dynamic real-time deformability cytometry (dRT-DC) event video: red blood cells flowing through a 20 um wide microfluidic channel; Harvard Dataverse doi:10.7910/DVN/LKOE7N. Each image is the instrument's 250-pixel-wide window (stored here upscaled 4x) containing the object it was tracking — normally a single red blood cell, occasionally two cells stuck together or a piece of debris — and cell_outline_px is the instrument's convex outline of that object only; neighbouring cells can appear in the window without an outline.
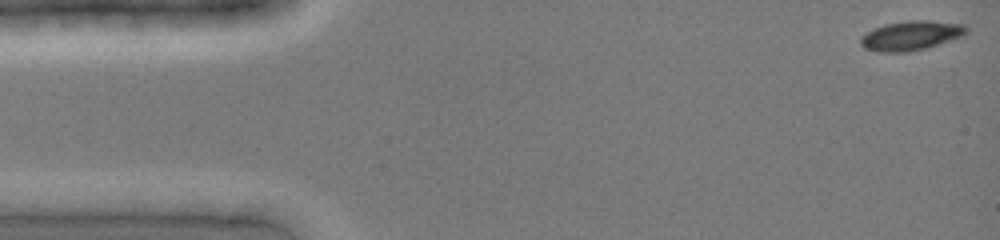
{"species": "common noctule bat (a hibernating species)", "species_latin": "Nyctalus noctula", "temperature_condition": "cold", "stored_images_in_passage": 23, "camera_frame_rate_fps": 3000, "um_per_image_px": 0.085, "animal": {"sex": "female", "body_mass_g": 19.0, "forearm_length_mm": 51.5}, "frame": {"image": 1, "passage_image": 1, "time_ms": 0.0, "image_size_px": [1000, 240], "cell_outline_px": [[968, 32], [964, 36], [928, 48], [908, 52], [884, 52], [864, 48], [860, 44], [860, 36], [884, 24], [908, 20], [928, 20], [964, 24], [968, 28]], "centroid_in_image_um": [77.48, 3.02], "position_along_channel_um": 7.5, "area_um2": 18.32}}
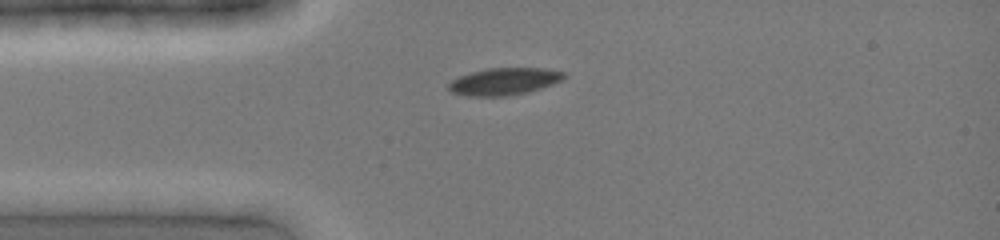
{"frame": {"image": 2, "passage_image": 10, "time_ms": 3.0, "image_size_px": [1000, 240], "cell_outline_px": [[568, 76], [564, 80], [528, 92], [504, 96], [468, 96], [452, 92], [448, 88], [448, 84], [452, 80], [460, 76], [472, 72], [488, 68], [540, 68], [564, 72]], "centroid_in_image_um": [42.88, 6.92], "position_along_channel_um": 42.1, "area_um2": 18.15}}
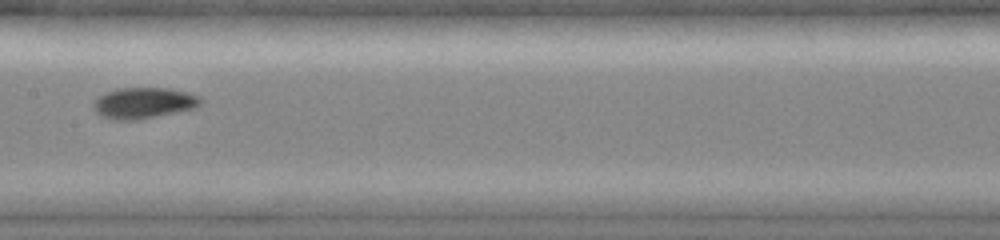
{"frame": {"image": 3, "passage_image": 21, "time_ms": 6.667, "image_size_px": [1000, 240], "cell_outline_px": [[200, 104], [192, 108], [136, 120], [112, 120], [96, 112], [92, 108], [92, 104], [100, 96], [108, 92], [120, 88], [168, 88], [184, 92], [196, 96], [200, 100]], "centroid_in_image_um": [12.13, 8.76], "position_along_channel_um": 195.3, "area_um2": 18.73}}